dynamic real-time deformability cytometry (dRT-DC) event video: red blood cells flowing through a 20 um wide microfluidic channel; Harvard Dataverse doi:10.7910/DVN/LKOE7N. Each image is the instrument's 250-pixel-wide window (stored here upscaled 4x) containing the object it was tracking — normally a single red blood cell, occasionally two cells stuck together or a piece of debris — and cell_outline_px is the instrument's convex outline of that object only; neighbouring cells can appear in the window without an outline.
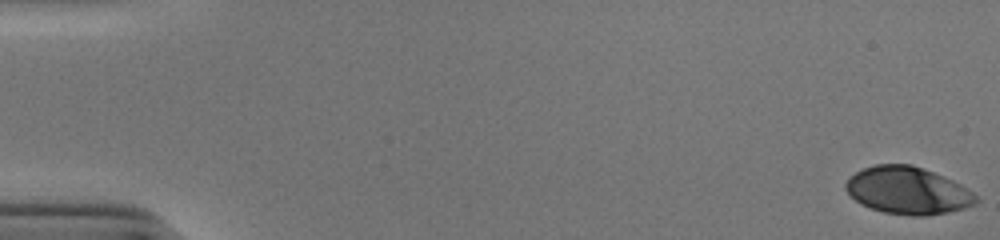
{"species": "human", "species_latin": "Homo sapiens", "temperature_condition": "cold", "stored_images_in_passage": 54, "camera_frame_rate_fps": 3000, "um_per_image_px": 0.085, "donor": {"sex": "male"}, "frame": {"image": 1, "passage_image": 1, "time_ms": 0.0, "image_size_px": [1000, 240], "cell_outline_px": [[980, 200], [976, 204], [964, 208], [948, 212], [924, 216], [912, 216], [884, 212], [860, 204], [844, 188], [844, 184], [856, 172], [864, 168], [876, 164], [912, 164], [944, 176], [960, 184], [972, 192]], "centroid_in_image_um": [77.17, 16.2], "position_along_channel_um": 7.8, "area_um2": 35.78}}
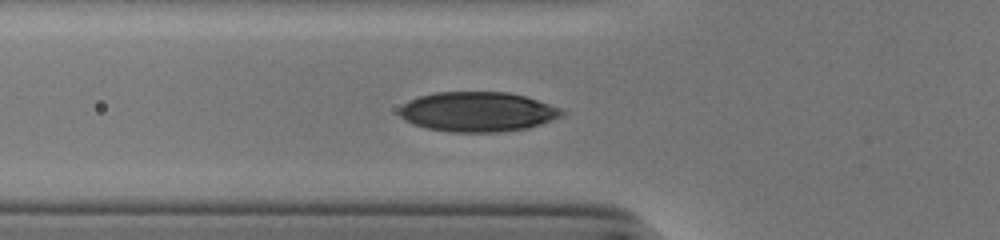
{"frame": {"image": 2, "passage_image": 20, "time_ms": 6.333, "image_size_px": [1000, 240], "cell_outline_px": [[564, 116], [528, 128], [500, 132], [448, 132], [428, 128], [412, 124], [404, 120], [400, 116], [400, 108], [408, 100], [420, 96], [436, 92], [508, 92], [524, 96], [560, 108], [564, 112]], "centroid_in_image_um": [40.59, 9.51], "position_along_channel_um": 85.2, "area_um2": 37.63}}
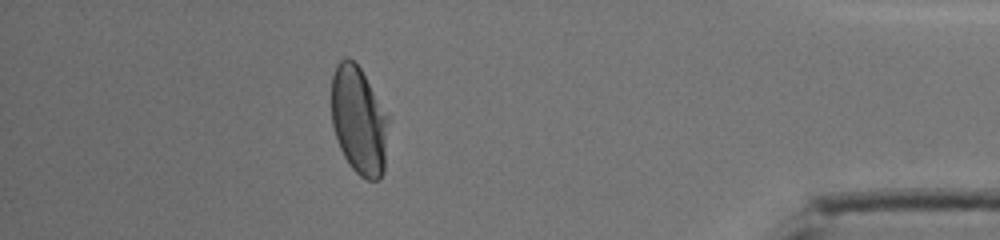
{"frame": {"image": 3, "passage_image": 48, "time_ms": 15.667, "image_size_px": [1000, 240], "cell_outline_px": [[388, 120], [384, 172], [380, 180], [368, 180], [360, 176], [352, 168], [344, 156], [340, 148], [332, 124], [332, 76], [336, 64], [344, 56], [348, 56], [360, 68], [388, 116]], "centroid_in_image_um": [30.49, 10.25], "position_along_channel_um": 404.7, "area_um2": 35.66}, "authors_computed_cell_mechanics": {"area_um2": 36.5585, "velocity_mm_per_s": 3.8672, "shape_relaxation_time_tau1_ms": 3.7098, "shape_relaxation_time_tau2_ms": null, "deformation_change_tau1": 0.1609, "deformation_change_tau2": null}}